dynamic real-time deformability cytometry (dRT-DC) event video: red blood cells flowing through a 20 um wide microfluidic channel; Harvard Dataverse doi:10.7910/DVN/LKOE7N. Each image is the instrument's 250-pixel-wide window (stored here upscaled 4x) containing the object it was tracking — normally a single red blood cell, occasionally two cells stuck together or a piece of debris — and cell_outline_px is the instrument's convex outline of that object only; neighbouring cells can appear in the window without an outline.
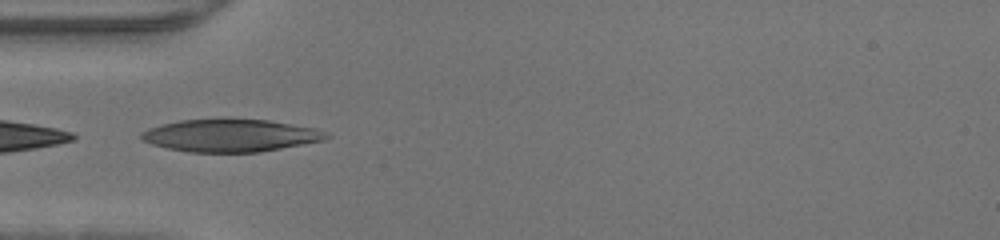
{"species": "human", "species_latin": "Homo sapiens", "temperature_condition": "warm", "stored_images_in_passage": 33, "camera_frame_rate_fps": 3000, "um_per_image_px": 0.085, "donor": {"sex": "male"}, "frame": {"image": 1, "passage_image": 1, "time_ms": 0.0, "image_size_px": [1000, 240], "cell_outline_px": [[332, 136], [324, 140], [260, 152], [188, 152], [168, 148], [152, 144], [144, 140], [140, 136], [140, 132], [148, 128], [160, 124], [180, 120], [220, 116], [224, 116], [268, 120], [316, 128]], "centroid_in_image_um": [19.56, 11.47], "position_along_channel_um": 65.4, "area_um2": 36.01}}
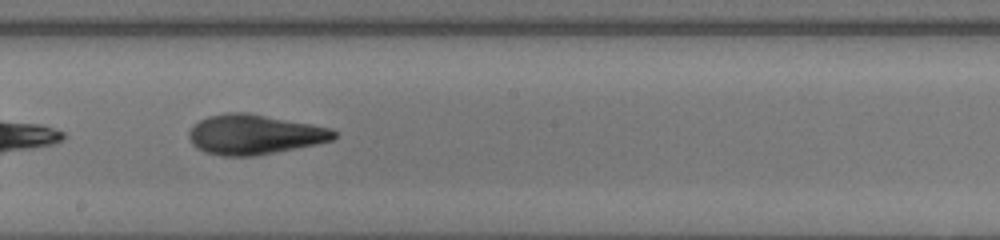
{"frame": {"image": 2, "passage_image": 12, "time_ms": 3.667, "image_size_px": [1000, 240], "cell_outline_px": [[336, 136], [332, 140], [316, 144], [256, 156], [224, 156], [204, 152], [196, 148], [192, 144], [188, 136], [188, 132], [192, 124], [208, 116], [228, 112], [248, 112], [332, 128], [336, 132]], "centroid_in_image_um": [21.58, 11.43], "position_along_channel_um": 226.6, "area_um2": 33.87}}
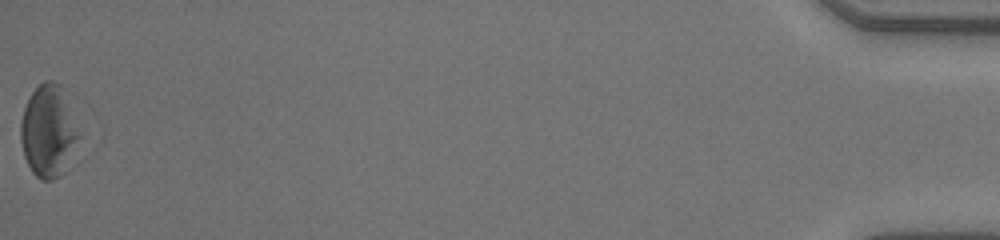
{"frame": {"image": 3, "passage_image": 33, "time_ms": 10.667, "image_size_px": [1000, 240], "cell_outline_px": [[84, 136], [68, 168], [64, 172], [52, 180], [40, 180], [32, 172], [24, 156], [20, 140], [20, 124], [24, 108], [32, 92], [44, 80], [52, 80], [60, 84]], "centroid_in_image_um": [4.18, 11.18], "position_along_channel_um": 431.0, "area_um2": 32.25}}